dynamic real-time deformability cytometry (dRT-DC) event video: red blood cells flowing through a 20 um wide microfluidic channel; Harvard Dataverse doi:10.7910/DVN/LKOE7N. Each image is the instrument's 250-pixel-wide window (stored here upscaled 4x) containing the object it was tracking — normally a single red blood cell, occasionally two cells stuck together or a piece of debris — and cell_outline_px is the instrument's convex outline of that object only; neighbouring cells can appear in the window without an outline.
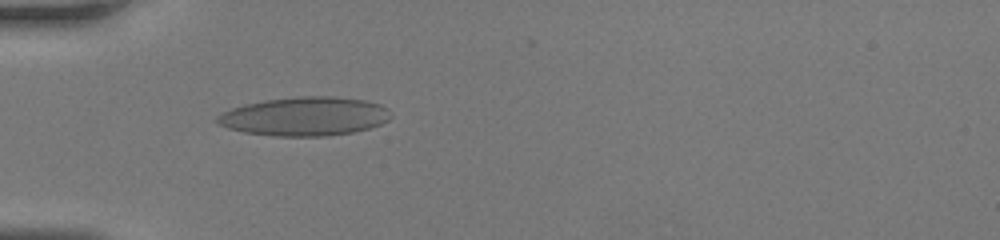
{"species": "human", "species_latin": "Homo sapiens", "temperature_condition": "room temperature", "stored_images_in_passage": 46, "camera_frame_rate_fps": 3000, "um_per_image_px": 0.085, "donor": {"sex": "female"}, "frame": {"image": 1, "passage_image": 16, "time_ms": 5.0, "image_size_px": [1000, 240], "cell_outline_px": [[392, 116], [388, 120], [380, 124], [368, 128], [352, 132], [328, 136], [272, 136], [244, 132], [228, 128], [220, 124], [216, 120], [216, 116], [232, 108], [244, 104], [264, 100], [300, 96], [332, 96], [364, 100], [380, 104], [388, 108]], "centroid_in_image_um": [25.91, 9.89], "position_along_channel_um": 59.1, "area_um2": 39.25}}
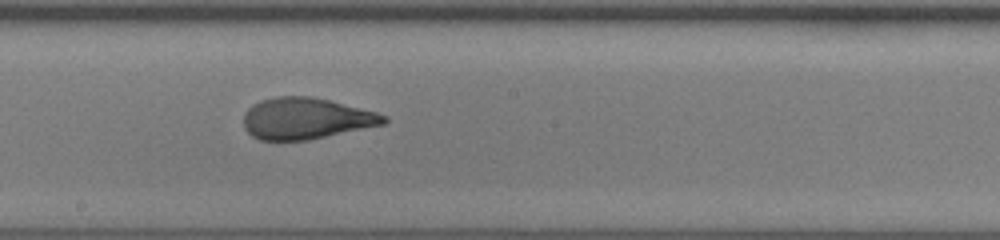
{"frame": {"image": 2, "passage_image": 27, "time_ms": 8.667, "image_size_px": [1000, 240], "cell_outline_px": [[388, 120], [384, 124], [308, 140], [260, 140], [252, 136], [244, 128], [244, 112], [252, 104], [260, 100], [276, 96], [312, 96], [376, 112], [388, 116]], "centroid_in_image_um": [25.98, 10.06], "position_along_channel_um": 222.2, "area_um2": 33.76}}
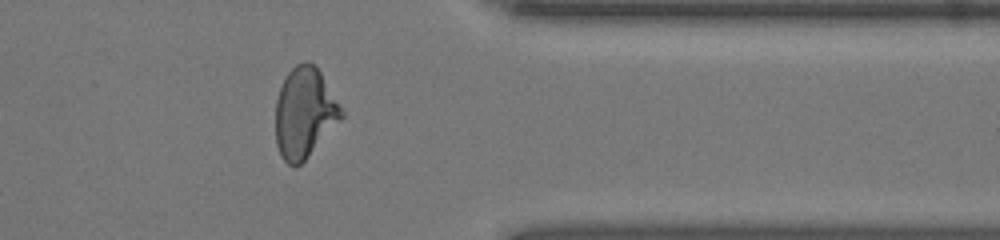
{"frame": {"image": 3, "passage_image": 38, "time_ms": 12.333, "image_size_px": [1000, 240], "cell_outline_px": [[344, 116], [304, 160], [296, 168], [292, 168], [280, 156], [276, 144], [276, 100], [280, 88], [288, 72], [296, 64], [304, 60], [308, 60], [320, 72], [344, 112]], "centroid_in_image_um": [25.86, 9.6], "position_along_channel_um": 385.5, "area_um2": 34.33}}